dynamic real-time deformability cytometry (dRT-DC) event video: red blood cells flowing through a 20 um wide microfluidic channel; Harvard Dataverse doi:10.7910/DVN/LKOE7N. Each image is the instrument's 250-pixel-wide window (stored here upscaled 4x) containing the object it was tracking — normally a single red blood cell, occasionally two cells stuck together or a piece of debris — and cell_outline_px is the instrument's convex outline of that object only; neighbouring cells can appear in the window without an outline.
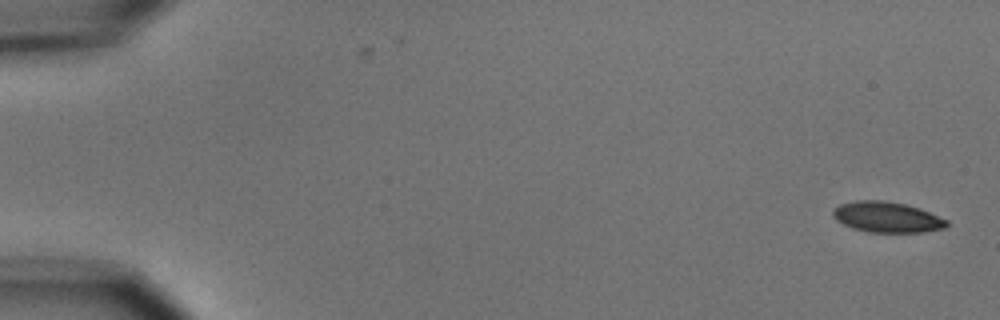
{"species": "common noctule bat (a hibernating species)", "species_latin": "Nyctalus noctula", "temperature_condition": "cold", "stored_images_in_passage": 6, "camera_frame_rate_fps": 3000, "um_per_image_px": 0.085, "animal": {"sex": "male", "body_mass_g": 15.6}, "frame": {"image": 1, "passage_image": 1, "time_ms": 0.0, "image_size_px": [1000, 320], "cell_outline_px": [[948, 224], [944, 228], [924, 232], [868, 232], [852, 228], [836, 220], [832, 216], [832, 212], [840, 204], [856, 200], [884, 200], [904, 204], [920, 208], [948, 220]], "centroid_in_image_um": [75.39, 18.45], "position_along_channel_um": 9.6, "area_um2": 20.29}}
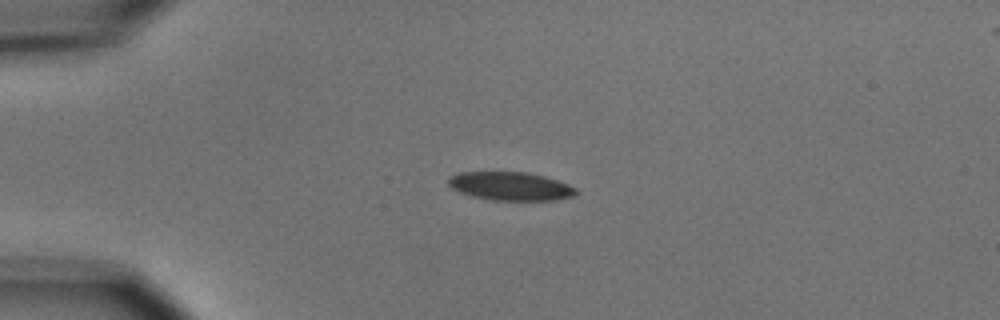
{"frame": {"image": 2, "passage_image": 4, "time_ms": 4.0, "image_size_px": [1000, 320], "cell_outline_px": [[576, 192], [572, 196], [552, 200], [492, 200], [472, 196], [460, 192], [452, 188], [448, 184], [448, 176], [460, 172], [528, 172], [544, 176], [568, 184], [576, 188]], "centroid_in_image_um": [43.35, 15.82], "position_along_channel_um": 41.7, "area_um2": 21.04}}
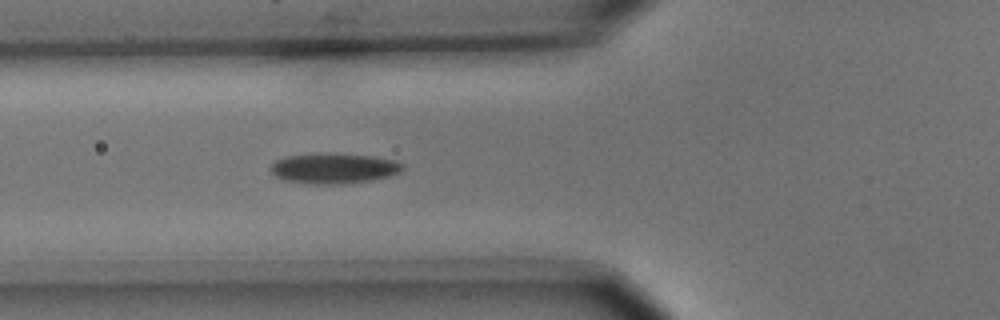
{"frame": {"image": 3, "passage_image": 6, "time_ms": 6.333, "image_size_px": [1000, 320], "cell_outline_px": [[404, 168], [400, 172], [388, 176], [372, 180], [340, 184], [312, 184], [284, 180], [276, 176], [272, 172], [272, 164], [276, 160], [284, 156], [320, 152], [332, 152], [376, 156], [396, 160], [404, 164]], "centroid_in_image_um": [28.4, 14.28], "position_along_channel_um": 97.4, "area_um2": 23.81}}